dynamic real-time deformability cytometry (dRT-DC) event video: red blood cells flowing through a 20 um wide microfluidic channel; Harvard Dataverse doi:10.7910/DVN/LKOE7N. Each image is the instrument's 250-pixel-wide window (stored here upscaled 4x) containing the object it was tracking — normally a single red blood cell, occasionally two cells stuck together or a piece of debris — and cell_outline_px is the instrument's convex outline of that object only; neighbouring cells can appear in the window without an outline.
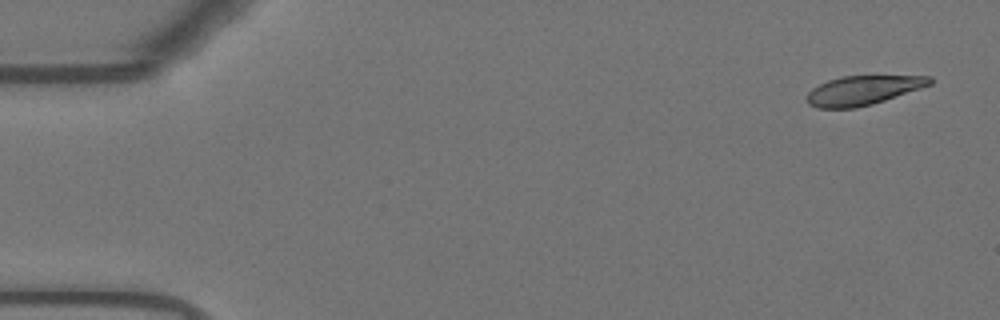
{"species": "Egyptian fruit bat (a non-hibernating species)", "species_latin": "Rousettus aegyptiacus", "temperature_condition": "warm", "stored_images_in_passage": 6, "camera_frame_rate_fps": 3000, "um_per_image_px": 0.085, "animal": {"sex": "female"}, "frame": {"image": 1, "passage_image": 1, "time_ms": 0.0, "image_size_px": [1000, 320], "cell_outline_px": [[932, 84], [872, 104], [856, 108], [816, 108], [808, 104], [808, 92], [812, 88], [828, 80], [840, 76], [932, 76]], "centroid_in_image_um": [73.33, 7.67], "position_along_channel_um": 11.7, "area_um2": 20.75}}